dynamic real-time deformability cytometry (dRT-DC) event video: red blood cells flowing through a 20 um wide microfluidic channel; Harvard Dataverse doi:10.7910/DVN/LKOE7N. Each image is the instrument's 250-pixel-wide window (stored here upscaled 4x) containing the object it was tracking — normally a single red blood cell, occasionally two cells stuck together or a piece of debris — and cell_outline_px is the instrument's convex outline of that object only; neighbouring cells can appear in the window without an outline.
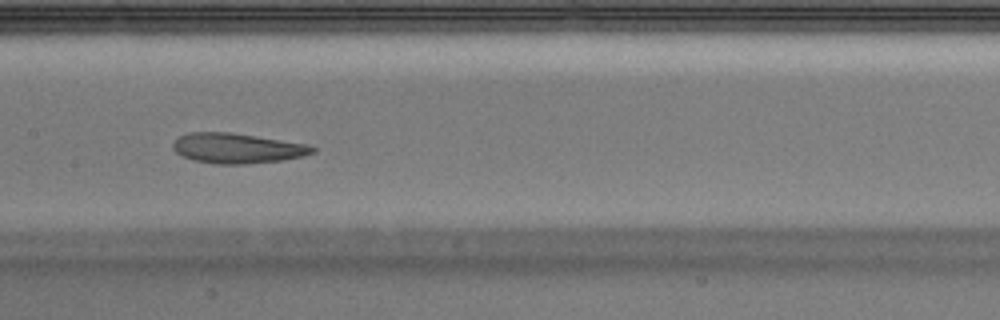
{"species": "Egyptian fruit bat (a non-hibernating species)", "species_latin": "Rousettus aegyptiacus", "temperature_condition": "warm", "stored_images_in_passage": 30, "camera_frame_rate_fps": 3000, "um_per_image_px": 0.085, "animal": {"sex": "male"}, "frame": {"image": 1, "passage_image": 9, "time_ms": 2.667, "image_size_px": [1000, 320], "cell_outline_px": [[316, 152], [304, 156], [284, 160], [248, 164], [216, 164], [192, 160], [180, 156], [172, 148], [172, 144], [180, 136], [188, 132], [232, 132], [308, 144], [316, 148]], "centroid_in_image_um": [20.17, 12.6], "position_along_channel_um": 187.2, "area_um2": 24.8}}